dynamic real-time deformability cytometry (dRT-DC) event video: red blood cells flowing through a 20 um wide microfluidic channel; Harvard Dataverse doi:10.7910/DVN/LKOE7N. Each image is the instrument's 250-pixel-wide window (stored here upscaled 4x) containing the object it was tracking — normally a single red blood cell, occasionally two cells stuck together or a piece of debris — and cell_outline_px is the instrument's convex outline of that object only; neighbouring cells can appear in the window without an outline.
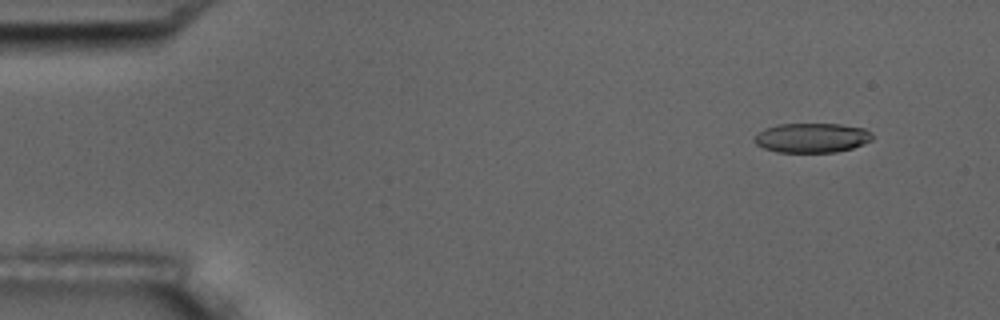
{"species": "common noctule bat (a hibernating species)", "species_latin": "Nyctalus noctula", "temperature_condition": "room temperature", "stored_images_in_passage": 10, "camera_frame_rate_fps": 3000, "um_per_image_px": 0.085, "animal": {"sex": "male", "body_mass_g": 17.5, "forearm_length_mm": 52.3}, "frame": {"image": 1, "passage_image": 2, "time_ms": 1.333, "image_size_px": [1000, 320], "cell_outline_px": [[872, 140], [864, 144], [852, 148], [836, 152], [776, 152], [764, 148], [756, 144], [752, 140], [764, 128], [776, 124], [840, 124], [864, 128], [872, 136]], "centroid_in_image_um": [68.99, 11.71], "position_along_channel_um": 16.0, "area_um2": 20.29}}
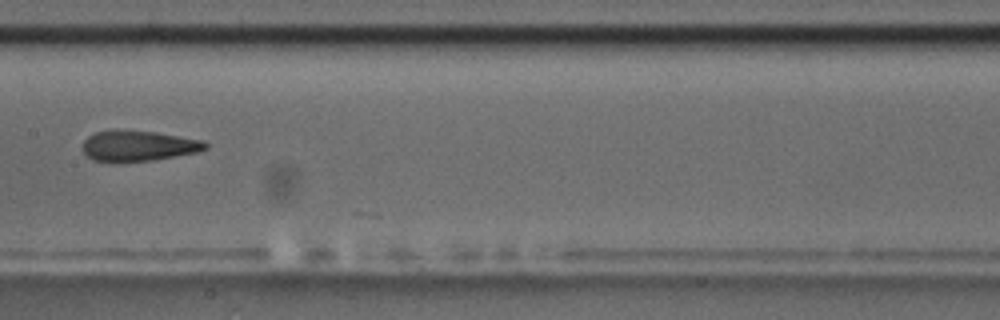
{"frame": {"image": 2, "passage_image": 9, "time_ms": 9.333, "image_size_px": [1000, 320], "cell_outline_px": [[208, 148], [200, 152], [152, 160], [92, 160], [84, 152], [84, 140], [88, 136], [96, 132], [156, 132], [204, 140], [208, 144]], "centroid_in_image_um": [11.88, 12.4], "position_along_channel_um": 195.5, "area_um2": 20.92}}
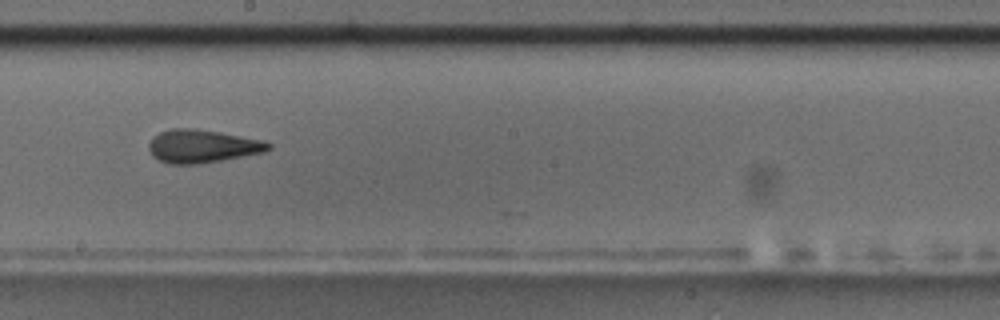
{"frame": {"image": 3, "passage_image": 10, "time_ms": 10.333, "image_size_px": [1000, 320], "cell_outline_px": [[272, 148], [264, 152], [200, 164], [168, 164], [152, 156], [148, 148], [148, 144], [152, 136], [160, 132], [172, 128], [192, 128], [240, 136], [260, 140], [272, 144]], "centroid_in_image_um": [17.14, 12.43], "position_along_channel_um": 231.1, "area_um2": 22.95}}